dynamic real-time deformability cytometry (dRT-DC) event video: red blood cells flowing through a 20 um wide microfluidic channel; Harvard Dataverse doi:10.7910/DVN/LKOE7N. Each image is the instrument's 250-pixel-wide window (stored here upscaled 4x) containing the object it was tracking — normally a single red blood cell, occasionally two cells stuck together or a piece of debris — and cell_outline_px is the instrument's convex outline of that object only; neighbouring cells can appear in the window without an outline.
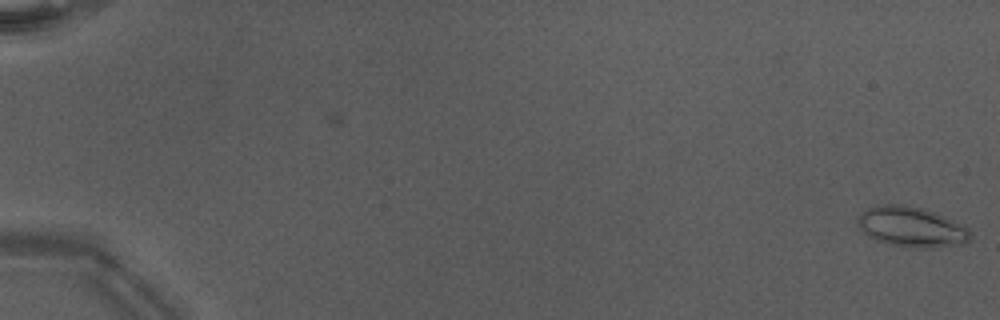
{"species": "Egyptian fruit bat (a non-hibernating species)", "species_latin": "Rousettus aegyptiacus", "temperature_condition": "warm", "stored_images_in_passage": 52, "camera_frame_rate_fps": 3000, "um_per_image_px": 0.085, "animal": {"sex": "male"}, "frame": {"image": 1, "passage_image": 1, "time_ms": 0.0, "image_size_px": [1000, 320], "cell_outline_px": [[972, 236], [968, 244], [936, 248], [912, 248], [888, 244], [876, 240], [860, 232], [856, 224], [856, 220], [868, 208], [876, 204], [904, 204], [924, 208], [936, 212], [944, 216], [972, 232]], "centroid_in_image_um": [77.46, 19.3], "position_along_channel_um": 7.5, "area_um2": 26.93}}
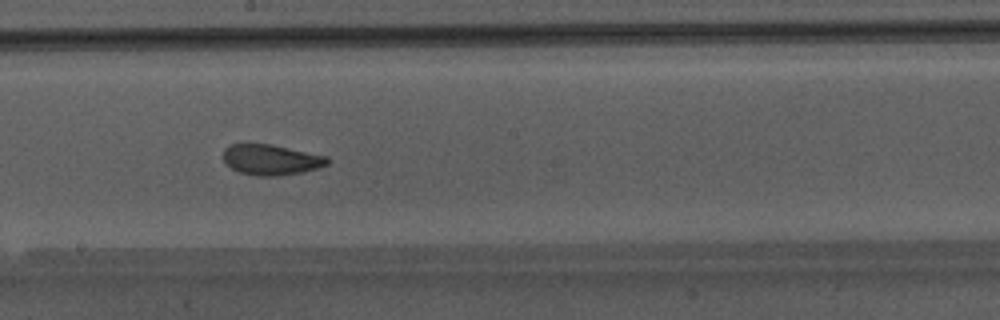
{"frame": {"image": 2, "passage_image": 31, "time_ms": 10.0, "image_size_px": [1000, 320], "cell_outline_px": [[328, 164], [320, 168], [300, 172], [276, 176], [256, 176], [240, 172], [224, 164], [224, 148], [232, 144], [272, 144], [328, 156]], "centroid_in_image_um": [23.05, 13.57], "position_along_channel_um": 225.2, "area_um2": 18.55}}
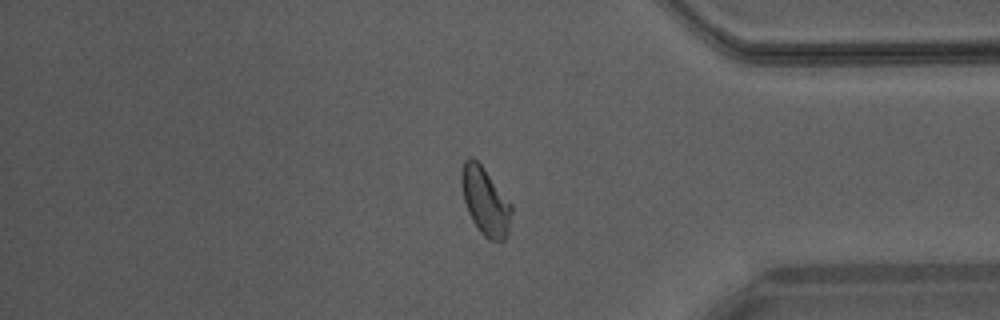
{"frame": {"image": 3, "passage_image": 44, "time_ms": 14.333, "image_size_px": [1000, 320], "cell_outline_px": [[512, 212], [508, 232], [504, 240], [488, 240], [480, 232], [472, 220], [468, 212], [464, 200], [460, 180], [460, 172], [464, 160], [468, 156], [472, 156], [484, 168], [512, 204]], "centroid_in_image_um": [41.23, 17.08], "position_along_channel_um": 394.0, "area_um2": 19.83}}